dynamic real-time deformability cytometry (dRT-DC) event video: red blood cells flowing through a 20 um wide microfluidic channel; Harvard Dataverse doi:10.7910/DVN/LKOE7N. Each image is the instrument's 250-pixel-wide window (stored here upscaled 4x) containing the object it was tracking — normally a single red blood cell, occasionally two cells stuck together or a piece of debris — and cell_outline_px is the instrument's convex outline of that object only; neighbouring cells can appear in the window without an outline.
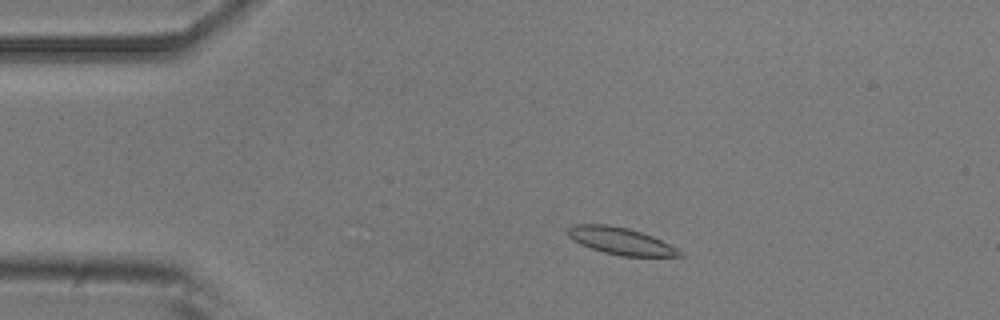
{"species": "common noctule bat (a hibernating species)", "species_latin": "Nyctalus noctula", "temperature_condition": "room temperature", "stored_images_in_passage": 50, "camera_frame_rate_fps": 3000, "um_per_image_px": 0.085, "animal": {"sex": "male", "body_mass_g": 20.5, "forearm_length_mm": 52.5}, "frame": {"image": 1, "passage_image": 8, "time_ms": 2.333, "image_size_px": [1000, 320], "cell_outline_px": [[684, 256], [620, 256], [604, 252], [580, 244], [572, 240], [568, 236], [568, 228], [572, 224], [608, 224], [628, 228], [652, 236], [676, 248]], "centroid_in_image_um": [52.7, 20.47], "position_along_channel_um": 32.3, "area_um2": 17.4}}
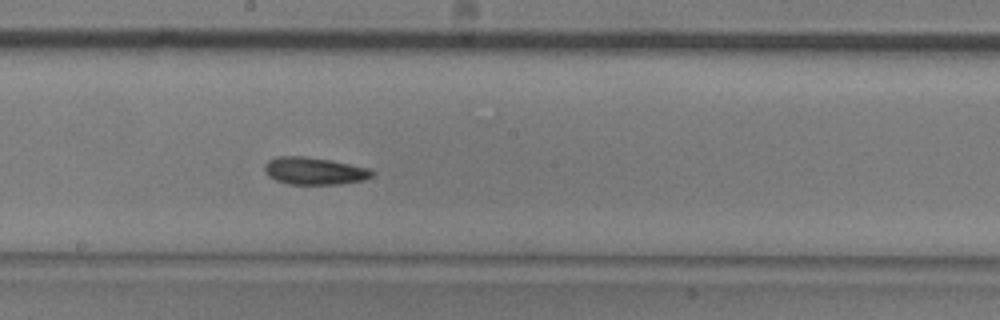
{"frame": {"image": 2, "passage_image": 26, "time_ms": 8.333, "image_size_px": [1000, 320], "cell_outline_px": [[376, 172], [372, 176], [364, 180], [340, 184], [288, 184], [276, 180], [268, 176], [264, 172], [264, 164], [268, 160], [276, 156], [304, 156], [328, 160], [368, 168]], "centroid_in_image_um": [26.68, 14.53], "position_along_channel_um": 221.5, "area_um2": 17.11}}
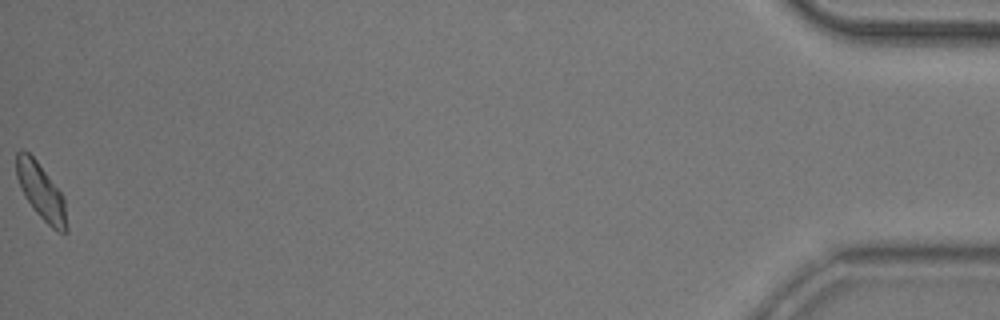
{"frame": {"image": 3, "passage_image": 50, "time_ms": 16.333, "image_size_px": [1000, 320], "cell_outline_px": [[68, 232], [56, 232], [32, 208], [24, 196], [20, 188], [16, 176], [16, 152], [20, 148], [24, 148], [36, 160], [64, 196], [68, 228]], "centroid_in_image_um": [3.48, 16.28], "position_along_channel_um": 431.7, "area_um2": 16.65}, "authors_computed_cell_mechanics": {"area_um2": 16.9354, "velocity_mm_per_s": 3.8959, "shape_relaxation_time_tau1_ms": 5.7788, "shape_relaxation_time_tau2_ms": 4.5744, "deformation_change_tau1": 0.1197, "deformation_change_tau2": 0.1118}}